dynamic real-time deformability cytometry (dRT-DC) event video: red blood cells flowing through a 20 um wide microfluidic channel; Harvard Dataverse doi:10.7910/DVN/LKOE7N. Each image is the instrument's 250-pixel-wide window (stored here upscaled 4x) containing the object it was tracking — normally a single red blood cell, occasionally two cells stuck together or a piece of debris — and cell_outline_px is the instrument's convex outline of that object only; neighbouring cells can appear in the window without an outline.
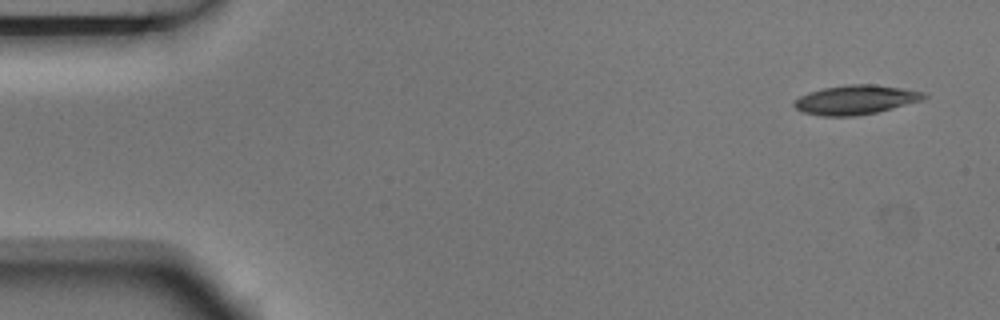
{"species": "Egyptian fruit bat (a non-hibernating species)", "species_latin": "Rousettus aegyptiacus", "temperature_condition": "room temperature", "stored_images_in_passage": 4, "camera_frame_rate_fps": 3000, "um_per_image_px": 0.085, "animal": {"sex": "male"}, "frame": {"image": 1, "passage_image": 1, "time_ms": 0.0, "image_size_px": [1000, 320], "cell_outline_px": [[928, 96], [920, 100], [892, 108], [876, 112], [856, 116], [824, 116], [804, 112], [796, 108], [792, 104], [800, 96], [808, 92], [824, 88], [848, 84], [872, 84], [900, 88], [924, 92]], "centroid_in_image_um": [72.7, 8.48], "position_along_channel_um": 12.3, "area_um2": 21.79}}